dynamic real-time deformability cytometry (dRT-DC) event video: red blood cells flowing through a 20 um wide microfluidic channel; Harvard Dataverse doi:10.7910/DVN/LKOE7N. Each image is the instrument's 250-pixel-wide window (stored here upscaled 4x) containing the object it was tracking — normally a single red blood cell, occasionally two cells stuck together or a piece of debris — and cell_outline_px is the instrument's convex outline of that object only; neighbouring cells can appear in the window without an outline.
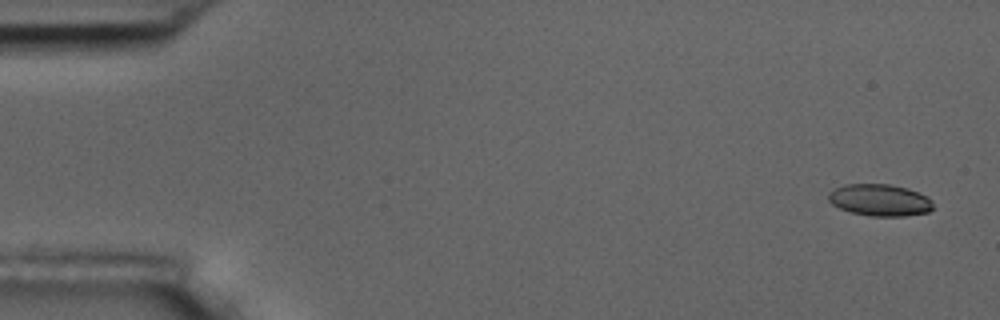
{"species": "common noctule bat (a hibernating species)", "species_latin": "Nyctalus noctula", "temperature_condition": "room temperature", "stored_images_in_passage": 5, "camera_frame_rate_fps": 3000, "um_per_image_px": 0.085, "animal": {"sex": "male", "body_mass_g": 17.5, "forearm_length_mm": 52.3}, "frame": {"image": 1, "passage_image": 1, "time_ms": 0.0, "image_size_px": [1000, 320], "cell_outline_px": [[932, 208], [928, 212], [904, 216], [868, 216], [852, 212], [840, 208], [832, 204], [828, 200], [828, 192], [844, 184], [888, 184], [908, 188], [932, 200]], "centroid_in_image_um": [74.75, 17.0], "position_along_channel_um": 10.3, "area_um2": 19.31}}
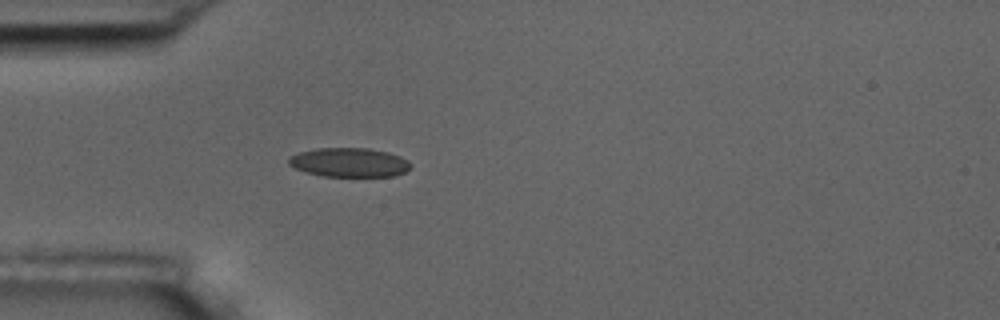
{"frame": {"image": 2, "passage_image": 5, "time_ms": 4.667, "image_size_px": [1000, 320], "cell_outline_px": [[412, 164], [404, 172], [392, 176], [324, 176], [308, 172], [296, 168], [288, 164], [288, 156], [300, 152], [316, 148], [368, 148], [388, 152], [400, 156], [408, 160]], "centroid_in_image_um": [29.68, 13.79], "position_along_channel_um": 55.3, "area_um2": 20.58}}